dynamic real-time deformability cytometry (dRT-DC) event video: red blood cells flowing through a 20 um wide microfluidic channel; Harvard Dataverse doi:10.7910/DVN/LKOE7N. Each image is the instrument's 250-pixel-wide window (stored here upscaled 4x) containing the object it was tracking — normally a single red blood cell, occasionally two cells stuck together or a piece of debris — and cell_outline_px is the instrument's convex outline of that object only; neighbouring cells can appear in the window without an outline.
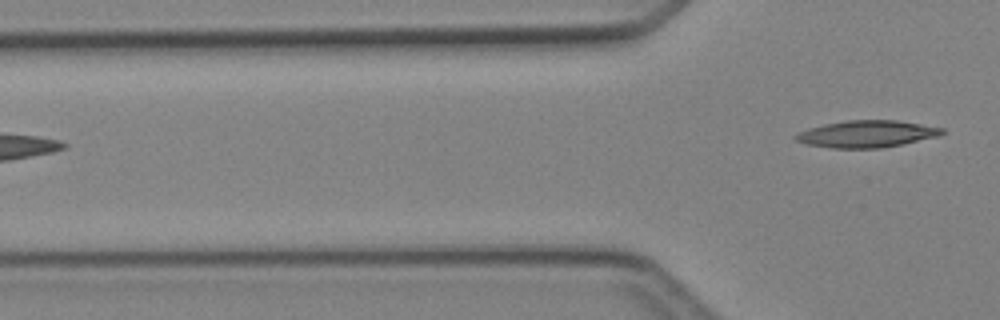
{"species": "Egyptian fruit bat (a non-hibernating species)", "species_latin": "Rousettus aegyptiacus", "temperature_condition": "cold", "stored_images_in_passage": 4, "camera_frame_rate_fps": 3000, "um_per_image_px": 0.085, "animal": {"sex": "female"}, "frame": {"image": 1, "passage_image": 4, "time_ms": 4.333, "image_size_px": [1000, 320], "cell_outline_px": [[944, 132], [936, 136], [900, 144], [880, 148], [832, 148], [804, 144], [796, 140], [792, 136], [808, 128], [824, 124], [848, 120], [896, 120], [944, 128]], "centroid_in_image_um": [73.6, 11.38], "position_along_channel_um": 52.2, "area_um2": 22.72}}